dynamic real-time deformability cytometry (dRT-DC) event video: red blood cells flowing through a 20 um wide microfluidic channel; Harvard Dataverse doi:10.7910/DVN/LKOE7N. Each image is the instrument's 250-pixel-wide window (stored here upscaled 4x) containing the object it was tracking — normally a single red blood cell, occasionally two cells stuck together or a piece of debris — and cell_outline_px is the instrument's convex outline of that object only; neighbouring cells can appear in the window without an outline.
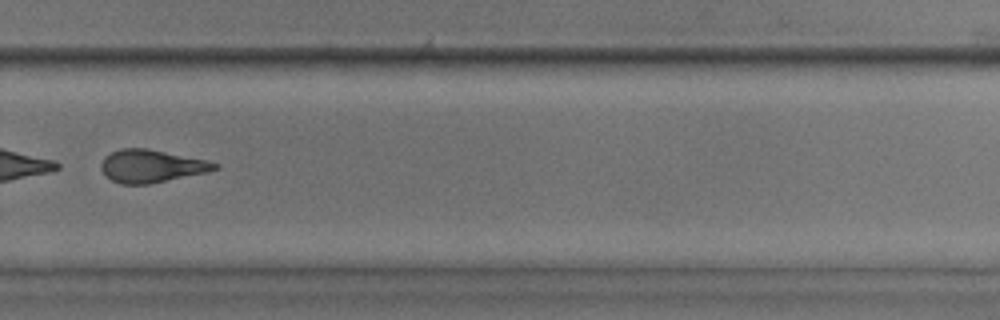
{"species": "common noctule bat (a hibernating species)", "species_latin": "Nyctalus noctula", "temperature_condition": "room temperature", "stored_images_in_passage": 52, "camera_frame_rate_fps": 3000, "um_per_image_px": 0.085, "animal": {"sex": "male", "body_mass_g": 17.9, "forearm_length_mm": 54.2}, "frame": {"image": 1, "passage_image": 37, "time_ms": 12.0, "image_size_px": [1000, 320], "cell_outline_px": [[220, 168], [208, 172], [148, 184], [120, 184], [112, 180], [100, 168], [100, 164], [104, 156], [120, 148], [144, 148], [204, 160], [220, 164]], "centroid_in_image_um": [12.85, 14.12], "position_along_channel_um": 317.0, "area_um2": 21.39}}